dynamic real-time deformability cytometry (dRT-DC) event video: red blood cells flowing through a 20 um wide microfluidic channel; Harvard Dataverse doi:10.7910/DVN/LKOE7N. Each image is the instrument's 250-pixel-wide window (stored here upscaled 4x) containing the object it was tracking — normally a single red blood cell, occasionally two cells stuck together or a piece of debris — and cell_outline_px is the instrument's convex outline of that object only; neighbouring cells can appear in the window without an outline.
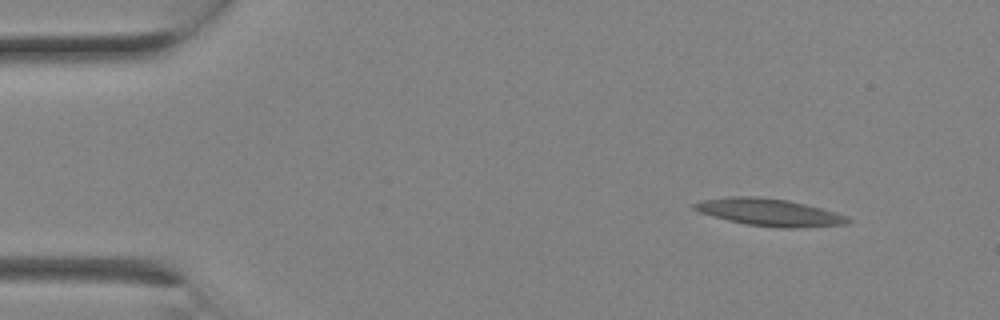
{"species": "Egyptian fruit bat (a non-hibernating species)", "species_latin": "Rousettus aegyptiacus", "temperature_condition": "room temperature", "stored_images_in_passage": 1, "camera_frame_rate_fps": 3000, "um_per_image_px": 0.085, "animal": {"sex": "female"}, "frame": {"image": 1, "passage_image": 1, "time_ms": 0.0, "image_size_px": [1000, 320], "cell_outline_px": [[852, 220], [848, 224], [796, 228], [788, 228], [748, 224], [728, 220], [712, 216], [700, 212], [692, 208], [692, 204], [700, 200], [728, 196], [748, 196], [788, 200], [836, 212], [848, 216]], "centroid_in_image_um": [65.39, 18.04], "position_along_channel_um": 19.6, "area_um2": 24.22}}